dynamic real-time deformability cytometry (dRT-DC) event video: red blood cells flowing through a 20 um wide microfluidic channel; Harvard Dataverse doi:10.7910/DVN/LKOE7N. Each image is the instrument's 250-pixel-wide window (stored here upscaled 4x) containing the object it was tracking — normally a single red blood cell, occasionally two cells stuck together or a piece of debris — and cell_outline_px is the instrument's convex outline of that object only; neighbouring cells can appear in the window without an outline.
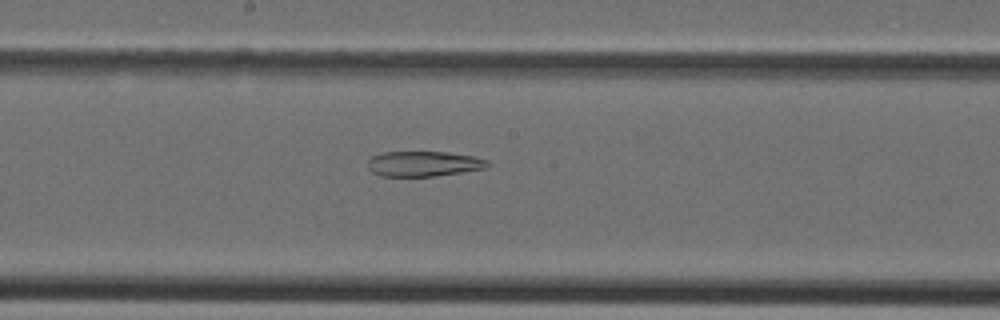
{"species": "Egyptian fruit bat (a non-hibernating species)", "species_latin": "Rousettus aegyptiacus", "temperature_condition": "cold", "stored_images_in_passage": 36, "camera_frame_rate_fps": 3000, "um_per_image_px": 0.085, "animal": {"sex": "female"}, "frame": {"image": 1, "passage_image": 20, "time_ms": 6.333, "image_size_px": [1000, 320], "cell_outline_px": [[488, 164], [484, 168], [436, 176], [380, 176], [372, 172], [368, 168], [368, 160], [372, 156], [384, 152], [444, 152], [472, 156], [488, 160]], "centroid_in_image_um": [35.95, 13.92], "position_along_channel_um": 212.2, "area_um2": 17.4}}
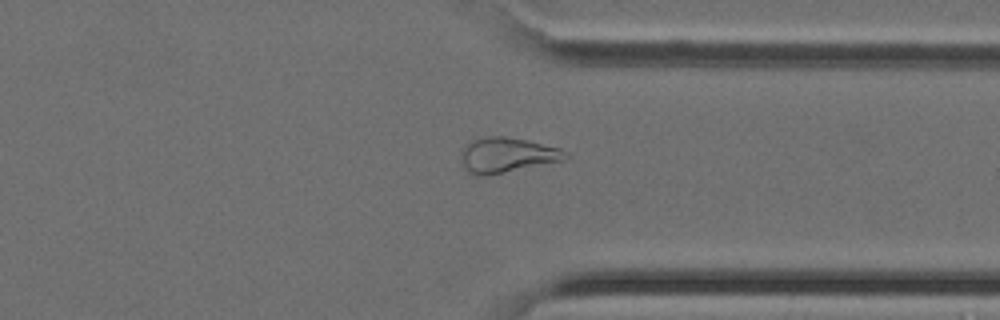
{"frame": {"image": 2, "passage_image": 29, "time_ms": 9.333, "image_size_px": [1000, 320], "cell_outline_px": [[568, 160], [484, 176], [480, 176], [468, 172], [464, 168], [464, 148], [468, 140], [488, 136], [504, 136], [528, 140], [560, 148], [568, 152]], "centroid_in_image_um": [43.17, 13.17], "position_along_channel_um": 368.2, "area_um2": 21.33}}
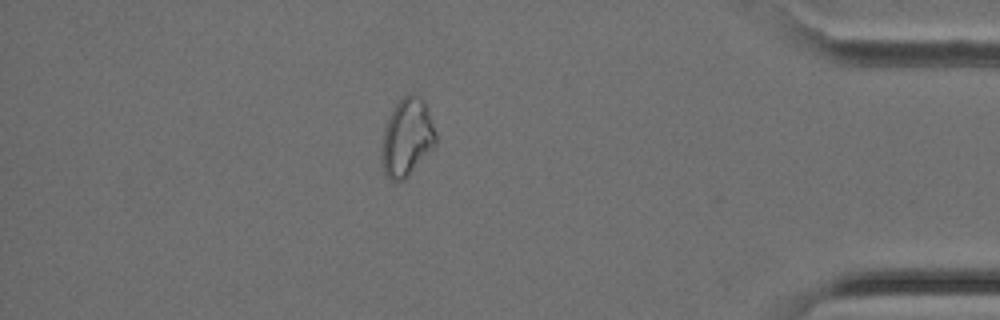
{"frame": {"image": 3, "passage_image": 33, "time_ms": 10.667, "image_size_px": [1000, 320], "cell_outline_px": [[436, 144], [408, 176], [404, 180], [396, 184], [388, 180], [384, 176], [380, 152], [380, 148], [384, 128], [392, 108], [404, 96], [412, 92], [420, 96], [428, 112], [436, 132]], "centroid_in_image_um": [34.54, 11.74], "position_along_channel_um": 400.7, "area_um2": 24.85}}